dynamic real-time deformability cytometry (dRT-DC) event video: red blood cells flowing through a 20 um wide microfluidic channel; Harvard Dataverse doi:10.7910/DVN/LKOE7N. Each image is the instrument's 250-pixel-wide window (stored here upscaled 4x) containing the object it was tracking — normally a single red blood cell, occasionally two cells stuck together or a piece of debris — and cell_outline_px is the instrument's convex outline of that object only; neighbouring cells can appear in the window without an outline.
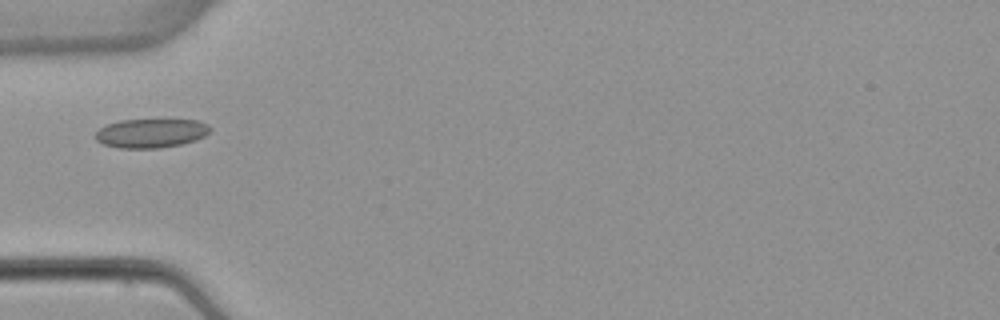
{"species": "common noctule bat (a hibernating species)", "species_latin": "Nyctalus noctula", "temperature_condition": "warm", "stored_images_in_passage": 1, "camera_frame_rate_fps": 3000, "um_per_image_px": 0.085, "animal": {"sex": "female", "body_mass_g": 22.7, "forearm_length_mm": 54.2}, "frame": {"image": 1, "passage_image": 1, "time_ms": 0.0, "image_size_px": [1000, 320], "cell_outline_px": [[212, 128], [204, 136], [196, 140], [180, 144], [160, 148], [120, 148], [104, 144], [96, 140], [92, 136], [100, 128], [108, 124], [120, 120], [196, 120], [208, 124]], "centroid_in_image_um": [12.82, 11.32], "position_along_channel_um": 72.2, "area_um2": 19.36}}